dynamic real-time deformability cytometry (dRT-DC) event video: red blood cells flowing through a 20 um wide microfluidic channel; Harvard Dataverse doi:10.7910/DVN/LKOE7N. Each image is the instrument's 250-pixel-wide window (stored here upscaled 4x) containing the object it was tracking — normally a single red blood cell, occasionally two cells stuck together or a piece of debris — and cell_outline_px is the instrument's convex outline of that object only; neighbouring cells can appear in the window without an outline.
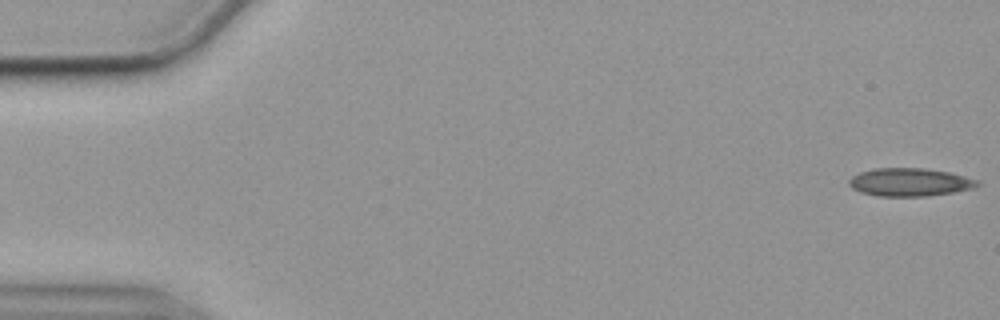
{"species": "common noctule bat (a hibernating species)", "species_latin": "Nyctalus noctula", "temperature_condition": "cold", "stored_images_in_passage": 57, "camera_frame_rate_fps": 3000, "um_per_image_px": 0.085, "animal": {"sex": "female", "body_mass_g": 19.9}, "frame": {"image": 1, "passage_image": 1, "time_ms": 0.0, "image_size_px": [1000, 320], "cell_outline_px": [[980, 184], [972, 188], [952, 192], [928, 196], [876, 196], [860, 192], [852, 188], [848, 184], [848, 180], [852, 176], [860, 172], [876, 168], [920, 168], [948, 172], [980, 180]], "centroid_in_image_um": [77.3, 15.49], "position_along_channel_um": 7.7, "area_um2": 20.92}}
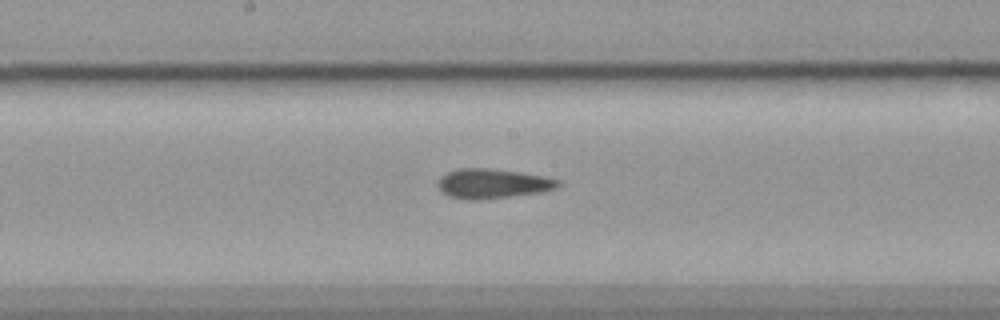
{"frame": {"image": 2, "passage_image": 29, "time_ms": 9.333, "image_size_px": [1000, 320], "cell_outline_px": [[560, 184], [556, 188], [540, 192], [476, 200], [468, 200], [448, 196], [436, 184], [436, 180], [440, 176], [456, 168], [488, 168], [544, 176], [560, 180]], "centroid_in_image_um": [41.82, 15.6], "position_along_channel_um": 206.4, "area_um2": 20.58}}
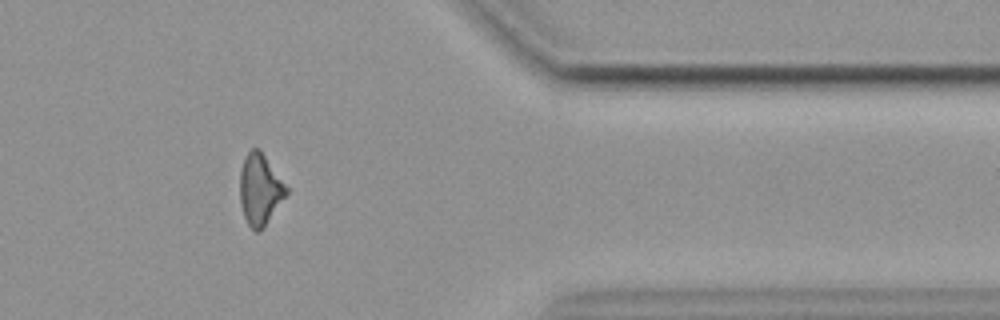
{"frame": {"image": 3, "passage_image": 46, "time_ms": 15.0, "image_size_px": [1000, 320], "cell_outline_px": [[288, 192], [264, 228], [260, 232], [256, 232], [248, 224], [244, 216], [240, 200], [240, 172], [244, 160], [248, 152], [252, 148], [260, 148], [288, 188]], "centroid_in_image_um": [22.1, 16.11], "position_along_channel_um": 389.3, "area_um2": 19.13}}